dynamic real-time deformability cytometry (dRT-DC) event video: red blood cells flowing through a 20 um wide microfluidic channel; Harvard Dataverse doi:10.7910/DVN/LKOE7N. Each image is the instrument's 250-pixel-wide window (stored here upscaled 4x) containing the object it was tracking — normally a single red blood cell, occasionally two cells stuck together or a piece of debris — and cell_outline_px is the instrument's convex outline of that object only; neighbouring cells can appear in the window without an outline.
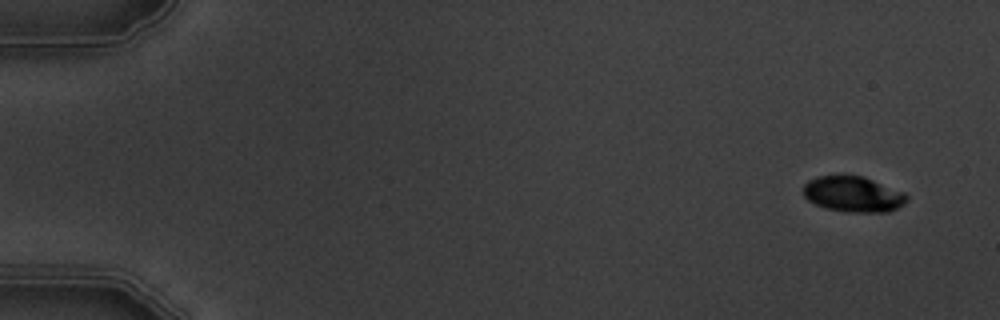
{"species": "common noctule bat (a hibernating species)", "species_latin": "Nyctalus noctula", "temperature_condition": "warm", "stored_images_in_passage": 5, "camera_frame_rate_fps": 3000, "um_per_image_px": 0.085, "animal": {"sex": "male", "body_mass_g": 19.5, "forearm_length_mm": 54.6}, "frame": {"image": 1, "passage_image": 1, "time_ms": 0.0, "image_size_px": [1000, 320], "cell_outline_px": [[908, 200], [904, 204], [888, 212], [848, 212], [828, 208], [816, 204], [808, 200], [804, 196], [804, 184], [808, 180], [816, 176], [864, 176], [904, 192], [908, 196]], "centroid_in_image_um": [72.54, 16.5], "position_along_channel_um": 12.5, "area_um2": 21.39}}
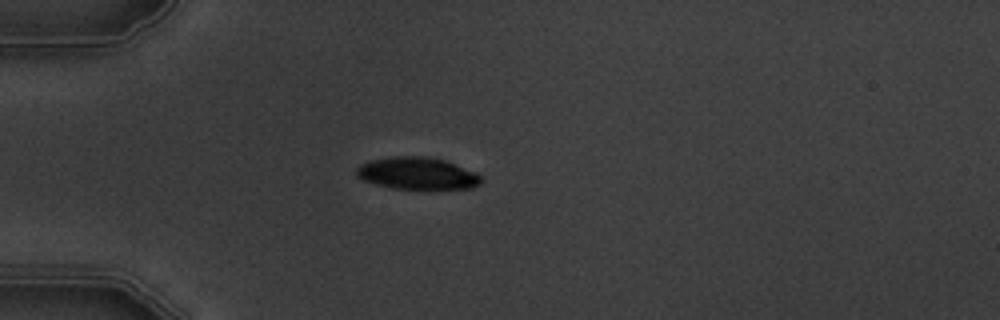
{"frame": {"image": 2, "passage_image": 5, "time_ms": 4.333, "image_size_px": [1000, 320], "cell_outline_px": [[484, 180], [480, 184], [472, 188], [392, 188], [376, 184], [364, 180], [356, 176], [356, 168], [360, 164], [368, 160], [396, 156], [424, 156], [444, 160], [476, 172]], "centroid_in_image_um": [35.45, 14.72], "position_along_channel_um": 49.5, "area_um2": 23.18}}